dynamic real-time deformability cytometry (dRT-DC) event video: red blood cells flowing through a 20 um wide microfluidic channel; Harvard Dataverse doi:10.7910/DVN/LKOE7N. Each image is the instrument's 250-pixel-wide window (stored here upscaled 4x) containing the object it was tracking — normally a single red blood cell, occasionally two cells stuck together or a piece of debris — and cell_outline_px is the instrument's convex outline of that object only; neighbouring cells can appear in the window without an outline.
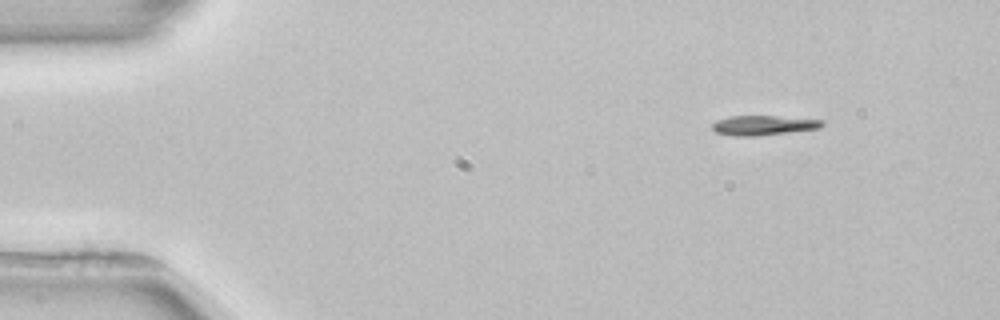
{"species": "common noctule bat (a hibernating species)", "species_latin": "Nyctalus noctula", "temperature_condition": "room temperature", "stored_images_in_passage": 3, "camera_frame_rate_fps": 3000, "um_per_image_px": 0.085, "animal": {"sex": "female", "body_mass_g": 22.7, "forearm_length_mm": 54.2}, "frame": {"image": 1, "passage_image": 1, "time_ms": 0.0, "image_size_px": [1000, 320], "cell_outline_px": [[824, 124], [820, 128], [756, 136], [736, 136], [716, 132], [712, 128], [712, 124], [716, 120], [728, 116], [776, 116], [824, 120]], "centroid_in_image_um": [64.87, 10.64], "position_along_channel_um": 20.1, "area_um2": 12.54}}
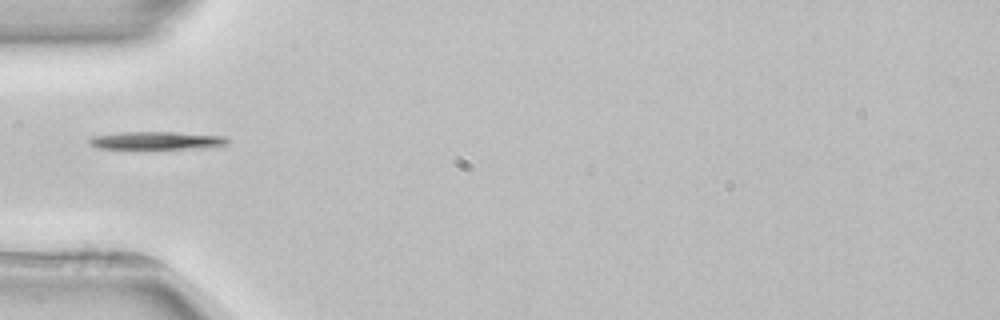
{"frame": {"image": 2, "passage_image": 3, "time_ms": 3.667, "image_size_px": [1000, 320], "cell_outline_px": [[228, 144], [192, 148], [96, 148], [88, 144], [88, 140], [92, 136], [120, 132], [176, 132], [224, 136], [228, 140]], "centroid_in_image_um": [13.22, 11.93], "position_along_channel_um": 71.8, "area_um2": 14.1}}